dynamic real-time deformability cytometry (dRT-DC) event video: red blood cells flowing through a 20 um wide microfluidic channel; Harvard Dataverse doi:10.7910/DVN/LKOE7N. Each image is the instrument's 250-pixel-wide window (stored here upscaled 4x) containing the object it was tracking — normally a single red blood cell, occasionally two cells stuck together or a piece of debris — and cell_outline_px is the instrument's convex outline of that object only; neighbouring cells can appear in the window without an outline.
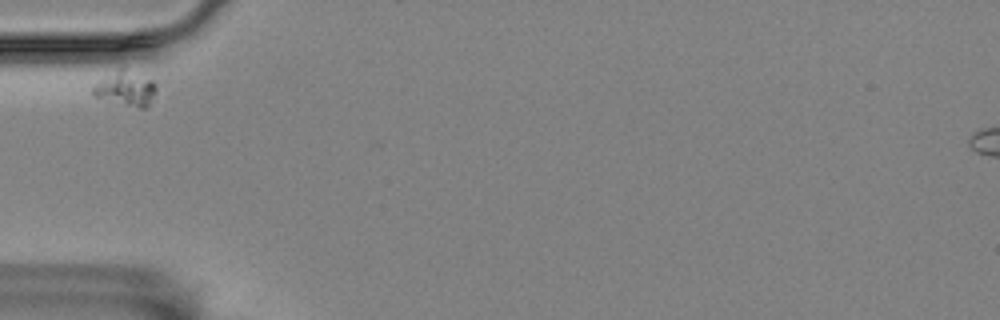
{"species": "Egyptian fruit bat (a non-hibernating species)", "species_latin": "Rousettus aegyptiacus", "temperature_condition": "room temperature", "stored_images_in_passage": 2, "camera_frame_rate_fps": 3000, "um_per_image_px": 0.085, "animal": {"sex": "female"}, "frame": {"image": 1, "passage_image": 1, "time_ms": 0.0, "image_size_px": [1000, 320], "cell_outline_px": [[156, 92], [148, 108], [140, 108], [92, 96], [92, 88], [100, 80], [120, 64], [124, 64], [152, 80], [156, 84]], "centroid_in_image_um": [10.71, 7.45], "position_along_channel_um": 74.3, "area_um2": 13.35}}